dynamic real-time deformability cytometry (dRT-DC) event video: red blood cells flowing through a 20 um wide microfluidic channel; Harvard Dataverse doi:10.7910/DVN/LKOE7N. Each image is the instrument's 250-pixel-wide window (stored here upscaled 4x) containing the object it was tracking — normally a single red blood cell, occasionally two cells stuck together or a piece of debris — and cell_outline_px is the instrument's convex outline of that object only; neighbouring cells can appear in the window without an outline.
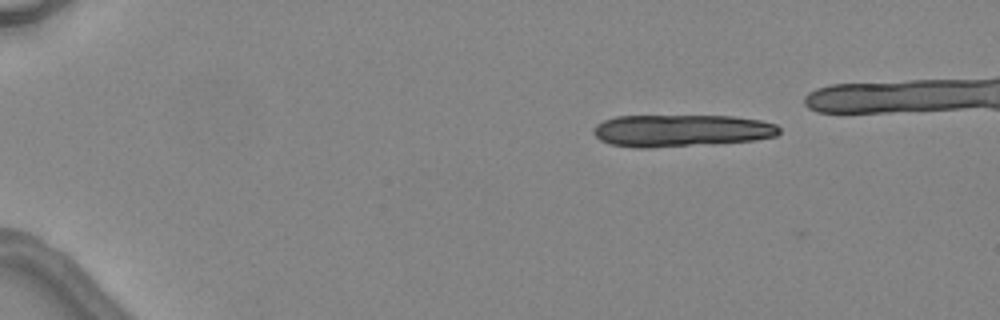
{"species": "common noctule bat (a hibernating species)", "species_latin": "Nyctalus noctula", "temperature_condition": "warm", "stored_images_in_passage": 7, "camera_frame_rate_fps": 3000, "um_per_image_px": 0.085, "animal": {"sex": "female", "body_mass_g": 24.6, "forearm_length_mm": 56.2}, "frame": {"image": 1, "passage_image": 1, "time_ms": 0.0, "image_size_px": [1000, 320], "cell_outline_px": [[780, 132], [776, 136], [756, 140], [712, 144], [648, 148], [636, 148], [612, 144], [600, 140], [592, 132], [592, 128], [596, 124], [604, 120], [616, 116], [732, 116], [760, 120], [776, 124], [780, 128]], "centroid_in_image_um": [57.9, 11.1], "position_along_channel_um": 27.1, "area_um2": 35.03}}